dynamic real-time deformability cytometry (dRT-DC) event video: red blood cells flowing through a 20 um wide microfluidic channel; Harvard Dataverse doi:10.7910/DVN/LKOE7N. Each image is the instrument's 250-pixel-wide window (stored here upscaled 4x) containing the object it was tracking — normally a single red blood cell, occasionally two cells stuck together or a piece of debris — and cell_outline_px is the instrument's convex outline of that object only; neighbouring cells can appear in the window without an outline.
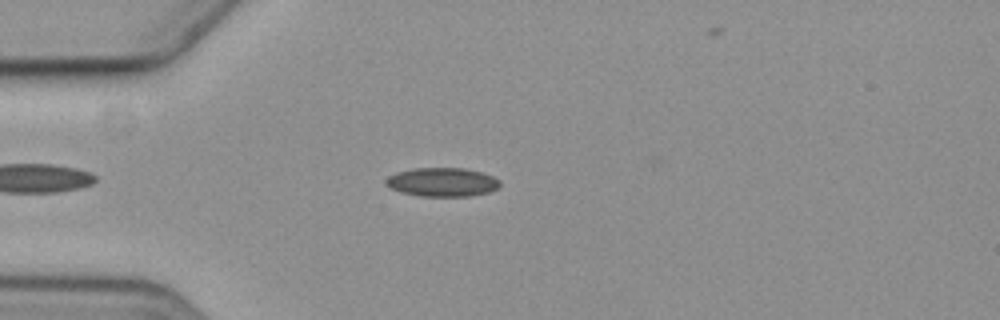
{"species": "common noctule bat (a hibernating species)", "species_latin": "Nyctalus noctula", "temperature_condition": "cold", "stored_images_in_passage": 3, "camera_frame_rate_fps": 3000, "um_per_image_px": 0.085, "animal": {"sex": "female", "body_mass_g": 19.3, "forearm_length_mm": 54.1}, "frame": {"image": 1, "passage_image": 2, "time_ms": 1.0, "image_size_px": [1000, 320], "cell_outline_px": [[500, 184], [496, 188], [488, 192], [468, 196], [420, 196], [404, 192], [392, 188], [384, 180], [388, 176], [396, 172], [412, 168], [464, 168], [480, 172], [492, 176], [500, 180]], "centroid_in_image_um": [37.59, 15.47], "position_along_channel_um": 47.4, "area_um2": 18.9}}
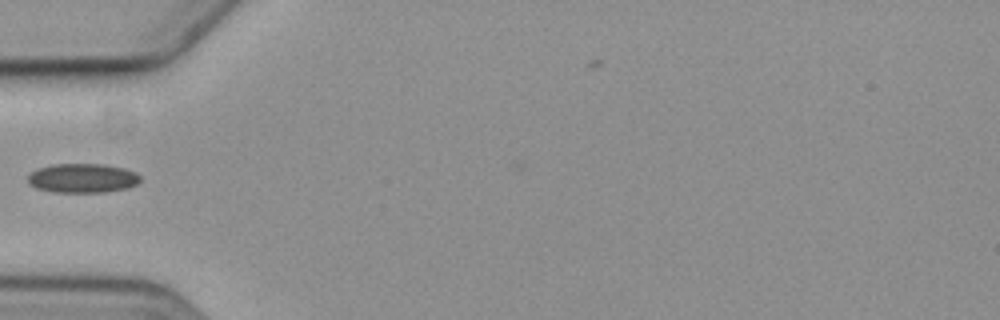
{"frame": {"image": 2, "passage_image": 3, "time_ms": 2.333, "image_size_px": [1000, 320], "cell_outline_px": [[140, 180], [136, 184], [128, 188], [104, 192], [52, 192], [36, 188], [28, 184], [28, 176], [32, 172], [40, 168], [52, 164], [104, 164], [124, 168], [136, 172], [140, 176]], "centroid_in_image_um": [7.02, 15.14], "position_along_channel_um": 78.0, "area_um2": 19.19}}